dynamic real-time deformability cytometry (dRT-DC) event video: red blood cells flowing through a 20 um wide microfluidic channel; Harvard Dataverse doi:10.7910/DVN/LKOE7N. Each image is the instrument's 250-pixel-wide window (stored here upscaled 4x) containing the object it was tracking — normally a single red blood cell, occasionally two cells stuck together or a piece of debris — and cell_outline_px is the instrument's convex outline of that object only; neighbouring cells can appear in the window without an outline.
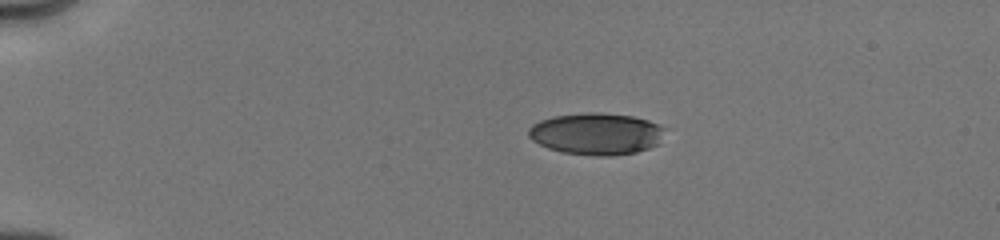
{"species": "human", "species_latin": "Homo sapiens", "temperature_condition": "cold", "stored_images_in_passage": 5, "camera_frame_rate_fps": 3000, "um_per_image_px": 0.085, "donor": {"sex": "male"}, "frame": {"image": 1, "passage_image": 1, "time_ms": 0.0, "image_size_px": [1000, 240], "cell_outline_px": [[668, 128], [660, 144], [636, 152], [612, 156], [596, 156], [564, 152], [548, 148], [532, 140], [528, 136], [528, 128], [532, 124], [540, 120], [552, 116], [588, 112], [600, 112], [632, 116], [648, 120]], "centroid_in_image_um": [50.73, 11.37], "position_along_channel_um": 34.3, "area_um2": 33.64}}
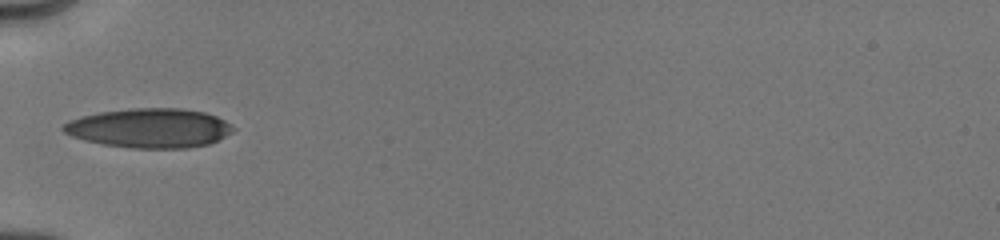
{"frame": {"image": 2, "passage_image": 4, "time_ms": 2.667, "image_size_px": [1000, 240], "cell_outline_px": [[236, 128], [232, 132], [208, 144], [188, 148], [132, 148], [104, 144], [84, 140], [72, 136], [64, 132], [60, 128], [68, 120], [80, 116], [100, 112], [132, 108], [180, 108], [204, 112], [216, 116], [232, 124]], "centroid_in_image_um": [12.7, 10.88], "position_along_channel_um": 72.3, "area_um2": 38.96}}